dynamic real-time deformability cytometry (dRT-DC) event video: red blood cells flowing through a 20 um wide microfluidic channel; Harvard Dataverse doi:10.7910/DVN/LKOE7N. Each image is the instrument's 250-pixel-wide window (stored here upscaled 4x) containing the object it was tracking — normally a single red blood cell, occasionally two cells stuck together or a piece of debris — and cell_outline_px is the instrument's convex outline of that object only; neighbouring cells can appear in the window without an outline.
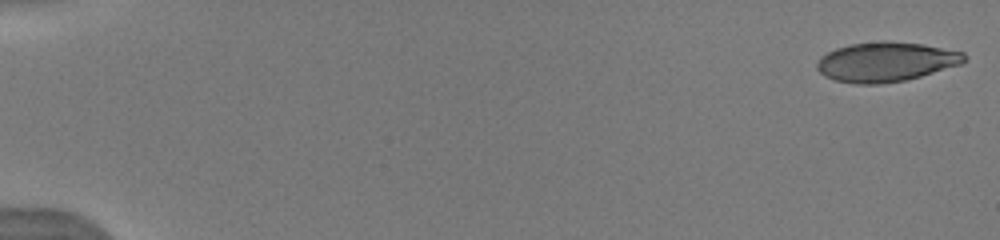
{"species": "human", "species_latin": "Homo sapiens", "temperature_condition": "warm", "stored_images_in_passage": 10, "camera_frame_rate_fps": 3000, "um_per_image_px": 0.085, "donor": {"sex": "male"}, "frame": {"image": 1, "passage_image": 1, "time_ms": 0.0, "image_size_px": [1000, 240], "cell_outline_px": [[968, 60], [960, 64], [920, 76], [904, 80], [876, 84], [856, 84], [836, 80], [824, 76], [816, 68], [816, 64], [820, 56], [836, 48], [848, 44], [880, 40], [888, 40], [920, 44], [964, 52], [968, 56]], "centroid_in_image_um": [75.28, 5.24], "position_along_channel_um": 9.7, "area_um2": 34.04}}
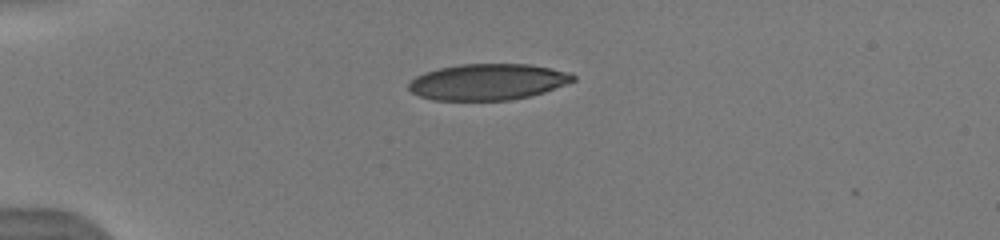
{"frame": {"image": 2, "passage_image": 7, "time_ms": 4.333, "image_size_px": [1000, 240], "cell_outline_px": [[576, 80], [544, 92], [528, 96], [508, 100], [432, 100], [420, 96], [412, 92], [408, 88], [408, 84], [416, 76], [424, 72], [440, 68], [460, 64], [528, 64], [572, 72], [576, 76]], "centroid_in_image_um": [41.48, 6.95], "position_along_channel_um": 43.5, "area_um2": 34.62}}